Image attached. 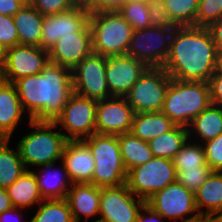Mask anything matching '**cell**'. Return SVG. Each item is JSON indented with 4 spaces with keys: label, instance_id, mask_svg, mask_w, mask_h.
Wrapping results in <instances>:
<instances>
[{
    "label": "cell",
    "instance_id": "cell-13",
    "mask_svg": "<svg viewBox=\"0 0 222 222\" xmlns=\"http://www.w3.org/2000/svg\"><path fill=\"white\" fill-rule=\"evenodd\" d=\"M146 202L123 184L101 188L99 222H135Z\"/></svg>",
    "mask_w": 222,
    "mask_h": 222
},
{
    "label": "cell",
    "instance_id": "cell-16",
    "mask_svg": "<svg viewBox=\"0 0 222 222\" xmlns=\"http://www.w3.org/2000/svg\"><path fill=\"white\" fill-rule=\"evenodd\" d=\"M89 14L79 3L67 12L44 16L40 47L49 50L61 37L79 32L88 23Z\"/></svg>",
    "mask_w": 222,
    "mask_h": 222
},
{
    "label": "cell",
    "instance_id": "cell-8",
    "mask_svg": "<svg viewBox=\"0 0 222 222\" xmlns=\"http://www.w3.org/2000/svg\"><path fill=\"white\" fill-rule=\"evenodd\" d=\"M176 181L172 160L153 157L148 162L127 172L126 184L132 193L145 202L157 191Z\"/></svg>",
    "mask_w": 222,
    "mask_h": 222
},
{
    "label": "cell",
    "instance_id": "cell-1",
    "mask_svg": "<svg viewBox=\"0 0 222 222\" xmlns=\"http://www.w3.org/2000/svg\"><path fill=\"white\" fill-rule=\"evenodd\" d=\"M13 84L24 111L36 121L54 122L74 93L72 70L50 61L39 74Z\"/></svg>",
    "mask_w": 222,
    "mask_h": 222
},
{
    "label": "cell",
    "instance_id": "cell-28",
    "mask_svg": "<svg viewBox=\"0 0 222 222\" xmlns=\"http://www.w3.org/2000/svg\"><path fill=\"white\" fill-rule=\"evenodd\" d=\"M175 126L162 111L140 112L134 114L130 132L141 140L149 142L169 132Z\"/></svg>",
    "mask_w": 222,
    "mask_h": 222
},
{
    "label": "cell",
    "instance_id": "cell-12",
    "mask_svg": "<svg viewBox=\"0 0 222 222\" xmlns=\"http://www.w3.org/2000/svg\"><path fill=\"white\" fill-rule=\"evenodd\" d=\"M106 64V56L92 53L74 67V93L96 101L112 97L106 80Z\"/></svg>",
    "mask_w": 222,
    "mask_h": 222
},
{
    "label": "cell",
    "instance_id": "cell-9",
    "mask_svg": "<svg viewBox=\"0 0 222 222\" xmlns=\"http://www.w3.org/2000/svg\"><path fill=\"white\" fill-rule=\"evenodd\" d=\"M170 80L163 68L149 67L124 97L135 113L161 111Z\"/></svg>",
    "mask_w": 222,
    "mask_h": 222
},
{
    "label": "cell",
    "instance_id": "cell-44",
    "mask_svg": "<svg viewBox=\"0 0 222 222\" xmlns=\"http://www.w3.org/2000/svg\"><path fill=\"white\" fill-rule=\"evenodd\" d=\"M23 211L25 212L26 210L12 207L0 214V222H25L26 220L24 218L26 217L24 216H26V214L24 215Z\"/></svg>",
    "mask_w": 222,
    "mask_h": 222
},
{
    "label": "cell",
    "instance_id": "cell-14",
    "mask_svg": "<svg viewBox=\"0 0 222 222\" xmlns=\"http://www.w3.org/2000/svg\"><path fill=\"white\" fill-rule=\"evenodd\" d=\"M49 63V51L39 46L15 45L7 50V61L1 79L16 80L39 74Z\"/></svg>",
    "mask_w": 222,
    "mask_h": 222
},
{
    "label": "cell",
    "instance_id": "cell-42",
    "mask_svg": "<svg viewBox=\"0 0 222 222\" xmlns=\"http://www.w3.org/2000/svg\"><path fill=\"white\" fill-rule=\"evenodd\" d=\"M135 222H168V220H165L160 214L155 212L145 203L139 211Z\"/></svg>",
    "mask_w": 222,
    "mask_h": 222
},
{
    "label": "cell",
    "instance_id": "cell-54",
    "mask_svg": "<svg viewBox=\"0 0 222 222\" xmlns=\"http://www.w3.org/2000/svg\"><path fill=\"white\" fill-rule=\"evenodd\" d=\"M84 0H77L78 3H82Z\"/></svg>",
    "mask_w": 222,
    "mask_h": 222
},
{
    "label": "cell",
    "instance_id": "cell-35",
    "mask_svg": "<svg viewBox=\"0 0 222 222\" xmlns=\"http://www.w3.org/2000/svg\"><path fill=\"white\" fill-rule=\"evenodd\" d=\"M212 172L208 164L198 169H176V181L195 193Z\"/></svg>",
    "mask_w": 222,
    "mask_h": 222
},
{
    "label": "cell",
    "instance_id": "cell-43",
    "mask_svg": "<svg viewBox=\"0 0 222 222\" xmlns=\"http://www.w3.org/2000/svg\"><path fill=\"white\" fill-rule=\"evenodd\" d=\"M27 0H0V14L13 16Z\"/></svg>",
    "mask_w": 222,
    "mask_h": 222
},
{
    "label": "cell",
    "instance_id": "cell-49",
    "mask_svg": "<svg viewBox=\"0 0 222 222\" xmlns=\"http://www.w3.org/2000/svg\"><path fill=\"white\" fill-rule=\"evenodd\" d=\"M212 219L214 222H222V211L217 212Z\"/></svg>",
    "mask_w": 222,
    "mask_h": 222
},
{
    "label": "cell",
    "instance_id": "cell-37",
    "mask_svg": "<svg viewBox=\"0 0 222 222\" xmlns=\"http://www.w3.org/2000/svg\"><path fill=\"white\" fill-rule=\"evenodd\" d=\"M43 16L67 12L79 3L77 0H27Z\"/></svg>",
    "mask_w": 222,
    "mask_h": 222
},
{
    "label": "cell",
    "instance_id": "cell-53",
    "mask_svg": "<svg viewBox=\"0 0 222 222\" xmlns=\"http://www.w3.org/2000/svg\"><path fill=\"white\" fill-rule=\"evenodd\" d=\"M6 140V138L0 133V141Z\"/></svg>",
    "mask_w": 222,
    "mask_h": 222
},
{
    "label": "cell",
    "instance_id": "cell-17",
    "mask_svg": "<svg viewBox=\"0 0 222 222\" xmlns=\"http://www.w3.org/2000/svg\"><path fill=\"white\" fill-rule=\"evenodd\" d=\"M148 68L127 54L107 57L106 80L110 94L124 97Z\"/></svg>",
    "mask_w": 222,
    "mask_h": 222
},
{
    "label": "cell",
    "instance_id": "cell-41",
    "mask_svg": "<svg viewBox=\"0 0 222 222\" xmlns=\"http://www.w3.org/2000/svg\"><path fill=\"white\" fill-rule=\"evenodd\" d=\"M208 82L211 104L222 107V74L214 72Z\"/></svg>",
    "mask_w": 222,
    "mask_h": 222
},
{
    "label": "cell",
    "instance_id": "cell-32",
    "mask_svg": "<svg viewBox=\"0 0 222 222\" xmlns=\"http://www.w3.org/2000/svg\"><path fill=\"white\" fill-rule=\"evenodd\" d=\"M188 140L187 127L176 125L167 133L148 142L153 157H161L172 160L177 152Z\"/></svg>",
    "mask_w": 222,
    "mask_h": 222
},
{
    "label": "cell",
    "instance_id": "cell-6",
    "mask_svg": "<svg viewBox=\"0 0 222 222\" xmlns=\"http://www.w3.org/2000/svg\"><path fill=\"white\" fill-rule=\"evenodd\" d=\"M95 160L91 184L100 188L126 183L127 170L123 164L117 135L94 133L82 140Z\"/></svg>",
    "mask_w": 222,
    "mask_h": 222
},
{
    "label": "cell",
    "instance_id": "cell-23",
    "mask_svg": "<svg viewBox=\"0 0 222 222\" xmlns=\"http://www.w3.org/2000/svg\"><path fill=\"white\" fill-rule=\"evenodd\" d=\"M188 139L200 144L222 133V107L210 104L187 126Z\"/></svg>",
    "mask_w": 222,
    "mask_h": 222
},
{
    "label": "cell",
    "instance_id": "cell-29",
    "mask_svg": "<svg viewBox=\"0 0 222 222\" xmlns=\"http://www.w3.org/2000/svg\"><path fill=\"white\" fill-rule=\"evenodd\" d=\"M134 30H143L159 21L157 2L126 1L118 10Z\"/></svg>",
    "mask_w": 222,
    "mask_h": 222
},
{
    "label": "cell",
    "instance_id": "cell-15",
    "mask_svg": "<svg viewBox=\"0 0 222 222\" xmlns=\"http://www.w3.org/2000/svg\"><path fill=\"white\" fill-rule=\"evenodd\" d=\"M134 110L125 97L112 96L96 104V133L119 135L131 131Z\"/></svg>",
    "mask_w": 222,
    "mask_h": 222
},
{
    "label": "cell",
    "instance_id": "cell-18",
    "mask_svg": "<svg viewBox=\"0 0 222 222\" xmlns=\"http://www.w3.org/2000/svg\"><path fill=\"white\" fill-rule=\"evenodd\" d=\"M48 51L50 62L72 70L93 53L89 24L87 23L79 32L61 37Z\"/></svg>",
    "mask_w": 222,
    "mask_h": 222
},
{
    "label": "cell",
    "instance_id": "cell-48",
    "mask_svg": "<svg viewBox=\"0 0 222 222\" xmlns=\"http://www.w3.org/2000/svg\"><path fill=\"white\" fill-rule=\"evenodd\" d=\"M215 72L222 74V49H217Z\"/></svg>",
    "mask_w": 222,
    "mask_h": 222
},
{
    "label": "cell",
    "instance_id": "cell-31",
    "mask_svg": "<svg viewBox=\"0 0 222 222\" xmlns=\"http://www.w3.org/2000/svg\"><path fill=\"white\" fill-rule=\"evenodd\" d=\"M11 139L0 141V188H8L26 170L17 146L12 149Z\"/></svg>",
    "mask_w": 222,
    "mask_h": 222
},
{
    "label": "cell",
    "instance_id": "cell-22",
    "mask_svg": "<svg viewBox=\"0 0 222 222\" xmlns=\"http://www.w3.org/2000/svg\"><path fill=\"white\" fill-rule=\"evenodd\" d=\"M42 165L33 169L37 178L40 193L44 200L65 199L73 184L64 164L60 161Z\"/></svg>",
    "mask_w": 222,
    "mask_h": 222
},
{
    "label": "cell",
    "instance_id": "cell-38",
    "mask_svg": "<svg viewBox=\"0 0 222 222\" xmlns=\"http://www.w3.org/2000/svg\"><path fill=\"white\" fill-rule=\"evenodd\" d=\"M206 163L213 171L222 172V133L203 143Z\"/></svg>",
    "mask_w": 222,
    "mask_h": 222
},
{
    "label": "cell",
    "instance_id": "cell-26",
    "mask_svg": "<svg viewBox=\"0 0 222 222\" xmlns=\"http://www.w3.org/2000/svg\"><path fill=\"white\" fill-rule=\"evenodd\" d=\"M13 19L19 36V45L40 47L44 16L26 2L13 15Z\"/></svg>",
    "mask_w": 222,
    "mask_h": 222
},
{
    "label": "cell",
    "instance_id": "cell-10",
    "mask_svg": "<svg viewBox=\"0 0 222 222\" xmlns=\"http://www.w3.org/2000/svg\"><path fill=\"white\" fill-rule=\"evenodd\" d=\"M97 101L73 93L54 121L68 141L84 140L96 133Z\"/></svg>",
    "mask_w": 222,
    "mask_h": 222
},
{
    "label": "cell",
    "instance_id": "cell-5",
    "mask_svg": "<svg viewBox=\"0 0 222 222\" xmlns=\"http://www.w3.org/2000/svg\"><path fill=\"white\" fill-rule=\"evenodd\" d=\"M93 53L102 56L127 54L134 29L118 11L90 12Z\"/></svg>",
    "mask_w": 222,
    "mask_h": 222
},
{
    "label": "cell",
    "instance_id": "cell-51",
    "mask_svg": "<svg viewBox=\"0 0 222 222\" xmlns=\"http://www.w3.org/2000/svg\"><path fill=\"white\" fill-rule=\"evenodd\" d=\"M200 222H214L212 218H202Z\"/></svg>",
    "mask_w": 222,
    "mask_h": 222
},
{
    "label": "cell",
    "instance_id": "cell-27",
    "mask_svg": "<svg viewBox=\"0 0 222 222\" xmlns=\"http://www.w3.org/2000/svg\"><path fill=\"white\" fill-rule=\"evenodd\" d=\"M199 0H157L159 20L177 27L195 26Z\"/></svg>",
    "mask_w": 222,
    "mask_h": 222
},
{
    "label": "cell",
    "instance_id": "cell-11",
    "mask_svg": "<svg viewBox=\"0 0 222 222\" xmlns=\"http://www.w3.org/2000/svg\"><path fill=\"white\" fill-rule=\"evenodd\" d=\"M146 204L169 222L202 219L195 204V193L178 181L157 191Z\"/></svg>",
    "mask_w": 222,
    "mask_h": 222
},
{
    "label": "cell",
    "instance_id": "cell-46",
    "mask_svg": "<svg viewBox=\"0 0 222 222\" xmlns=\"http://www.w3.org/2000/svg\"><path fill=\"white\" fill-rule=\"evenodd\" d=\"M12 203L6 189L0 188V214L12 208Z\"/></svg>",
    "mask_w": 222,
    "mask_h": 222
},
{
    "label": "cell",
    "instance_id": "cell-20",
    "mask_svg": "<svg viewBox=\"0 0 222 222\" xmlns=\"http://www.w3.org/2000/svg\"><path fill=\"white\" fill-rule=\"evenodd\" d=\"M61 162L72 183L92 181L95 160L90 148L82 140L66 142Z\"/></svg>",
    "mask_w": 222,
    "mask_h": 222
},
{
    "label": "cell",
    "instance_id": "cell-3",
    "mask_svg": "<svg viewBox=\"0 0 222 222\" xmlns=\"http://www.w3.org/2000/svg\"><path fill=\"white\" fill-rule=\"evenodd\" d=\"M29 131L19 137L16 146L27 170L59 162L68 141L55 122L27 120Z\"/></svg>",
    "mask_w": 222,
    "mask_h": 222
},
{
    "label": "cell",
    "instance_id": "cell-39",
    "mask_svg": "<svg viewBox=\"0 0 222 222\" xmlns=\"http://www.w3.org/2000/svg\"><path fill=\"white\" fill-rule=\"evenodd\" d=\"M0 43L7 48L19 45V36L13 16L0 14Z\"/></svg>",
    "mask_w": 222,
    "mask_h": 222
},
{
    "label": "cell",
    "instance_id": "cell-21",
    "mask_svg": "<svg viewBox=\"0 0 222 222\" xmlns=\"http://www.w3.org/2000/svg\"><path fill=\"white\" fill-rule=\"evenodd\" d=\"M24 118L31 120L20 103L15 85L0 79V133L6 139L13 138Z\"/></svg>",
    "mask_w": 222,
    "mask_h": 222
},
{
    "label": "cell",
    "instance_id": "cell-33",
    "mask_svg": "<svg viewBox=\"0 0 222 222\" xmlns=\"http://www.w3.org/2000/svg\"><path fill=\"white\" fill-rule=\"evenodd\" d=\"M29 222H75L66 199L43 200Z\"/></svg>",
    "mask_w": 222,
    "mask_h": 222
},
{
    "label": "cell",
    "instance_id": "cell-25",
    "mask_svg": "<svg viewBox=\"0 0 222 222\" xmlns=\"http://www.w3.org/2000/svg\"><path fill=\"white\" fill-rule=\"evenodd\" d=\"M195 204L202 218L222 211V172L213 171L195 192Z\"/></svg>",
    "mask_w": 222,
    "mask_h": 222
},
{
    "label": "cell",
    "instance_id": "cell-30",
    "mask_svg": "<svg viewBox=\"0 0 222 222\" xmlns=\"http://www.w3.org/2000/svg\"><path fill=\"white\" fill-rule=\"evenodd\" d=\"M117 138L127 172L153 158L148 142L134 136L131 132L119 134Z\"/></svg>",
    "mask_w": 222,
    "mask_h": 222
},
{
    "label": "cell",
    "instance_id": "cell-34",
    "mask_svg": "<svg viewBox=\"0 0 222 222\" xmlns=\"http://www.w3.org/2000/svg\"><path fill=\"white\" fill-rule=\"evenodd\" d=\"M172 162L175 169L204 168L207 163L203 144L188 139L173 157Z\"/></svg>",
    "mask_w": 222,
    "mask_h": 222
},
{
    "label": "cell",
    "instance_id": "cell-47",
    "mask_svg": "<svg viewBox=\"0 0 222 222\" xmlns=\"http://www.w3.org/2000/svg\"><path fill=\"white\" fill-rule=\"evenodd\" d=\"M7 50L8 48L0 43V74H2L6 61H7Z\"/></svg>",
    "mask_w": 222,
    "mask_h": 222
},
{
    "label": "cell",
    "instance_id": "cell-4",
    "mask_svg": "<svg viewBox=\"0 0 222 222\" xmlns=\"http://www.w3.org/2000/svg\"><path fill=\"white\" fill-rule=\"evenodd\" d=\"M210 104L209 82L171 78L161 111L175 125L187 127Z\"/></svg>",
    "mask_w": 222,
    "mask_h": 222
},
{
    "label": "cell",
    "instance_id": "cell-36",
    "mask_svg": "<svg viewBox=\"0 0 222 222\" xmlns=\"http://www.w3.org/2000/svg\"><path fill=\"white\" fill-rule=\"evenodd\" d=\"M222 17V0H199L195 26L207 28Z\"/></svg>",
    "mask_w": 222,
    "mask_h": 222
},
{
    "label": "cell",
    "instance_id": "cell-2",
    "mask_svg": "<svg viewBox=\"0 0 222 222\" xmlns=\"http://www.w3.org/2000/svg\"><path fill=\"white\" fill-rule=\"evenodd\" d=\"M217 47L205 27H176L163 69L172 79L208 82L215 72Z\"/></svg>",
    "mask_w": 222,
    "mask_h": 222
},
{
    "label": "cell",
    "instance_id": "cell-40",
    "mask_svg": "<svg viewBox=\"0 0 222 222\" xmlns=\"http://www.w3.org/2000/svg\"><path fill=\"white\" fill-rule=\"evenodd\" d=\"M126 0H84L82 4L90 12H113L118 11Z\"/></svg>",
    "mask_w": 222,
    "mask_h": 222
},
{
    "label": "cell",
    "instance_id": "cell-19",
    "mask_svg": "<svg viewBox=\"0 0 222 222\" xmlns=\"http://www.w3.org/2000/svg\"><path fill=\"white\" fill-rule=\"evenodd\" d=\"M100 195L101 188L94 184L73 183L71 185L65 199L75 222H90V219L91 222H99Z\"/></svg>",
    "mask_w": 222,
    "mask_h": 222
},
{
    "label": "cell",
    "instance_id": "cell-7",
    "mask_svg": "<svg viewBox=\"0 0 222 222\" xmlns=\"http://www.w3.org/2000/svg\"><path fill=\"white\" fill-rule=\"evenodd\" d=\"M176 27L159 20L149 28L134 30L127 55L142 61L148 67L163 68Z\"/></svg>",
    "mask_w": 222,
    "mask_h": 222
},
{
    "label": "cell",
    "instance_id": "cell-24",
    "mask_svg": "<svg viewBox=\"0 0 222 222\" xmlns=\"http://www.w3.org/2000/svg\"><path fill=\"white\" fill-rule=\"evenodd\" d=\"M6 191L12 206L19 209L30 210L44 200L33 170L26 169L17 180L6 188Z\"/></svg>",
    "mask_w": 222,
    "mask_h": 222
},
{
    "label": "cell",
    "instance_id": "cell-52",
    "mask_svg": "<svg viewBox=\"0 0 222 222\" xmlns=\"http://www.w3.org/2000/svg\"><path fill=\"white\" fill-rule=\"evenodd\" d=\"M126 1H136V0H126ZM140 1H152V2H157V0H140Z\"/></svg>",
    "mask_w": 222,
    "mask_h": 222
},
{
    "label": "cell",
    "instance_id": "cell-50",
    "mask_svg": "<svg viewBox=\"0 0 222 222\" xmlns=\"http://www.w3.org/2000/svg\"><path fill=\"white\" fill-rule=\"evenodd\" d=\"M201 219L178 220L172 222H200Z\"/></svg>",
    "mask_w": 222,
    "mask_h": 222
},
{
    "label": "cell",
    "instance_id": "cell-45",
    "mask_svg": "<svg viewBox=\"0 0 222 222\" xmlns=\"http://www.w3.org/2000/svg\"><path fill=\"white\" fill-rule=\"evenodd\" d=\"M217 49H222V17L207 27Z\"/></svg>",
    "mask_w": 222,
    "mask_h": 222
}]
</instances>
